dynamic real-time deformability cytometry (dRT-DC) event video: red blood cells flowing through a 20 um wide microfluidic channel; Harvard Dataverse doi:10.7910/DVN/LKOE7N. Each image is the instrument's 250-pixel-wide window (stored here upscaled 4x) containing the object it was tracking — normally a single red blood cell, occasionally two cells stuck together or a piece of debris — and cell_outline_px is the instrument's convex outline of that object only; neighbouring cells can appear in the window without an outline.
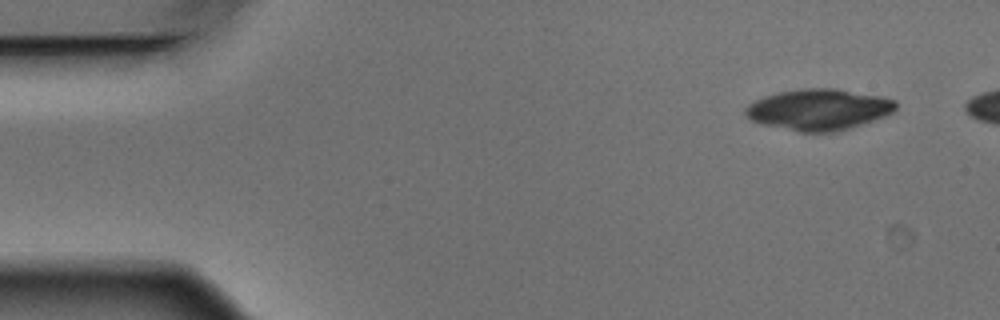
{"species": "Egyptian fruit bat (a non-hibernating species)", "species_latin": "Rousettus aegyptiacus", "temperature_condition": "warm", "stored_images_in_passage": 9, "camera_frame_rate_fps": 3000, "um_per_image_px": 0.085, "animal": {"sex": "male"}, "frame": {"image": 1, "passage_image": 1, "time_ms": 0.0, "image_size_px": [1000, 320], "cell_outline_px": [[896, 108], [892, 112], [884, 116], [836, 132], [800, 132], [764, 124], [752, 120], [744, 116], [744, 108], [748, 104], [764, 96], [780, 92], [800, 88], [832, 88], [880, 96], [896, 100]], "centroid_in_image_um": [69.55, 9.3], "position_along_channel_um": 15.4, "area_um2": 35.72}}
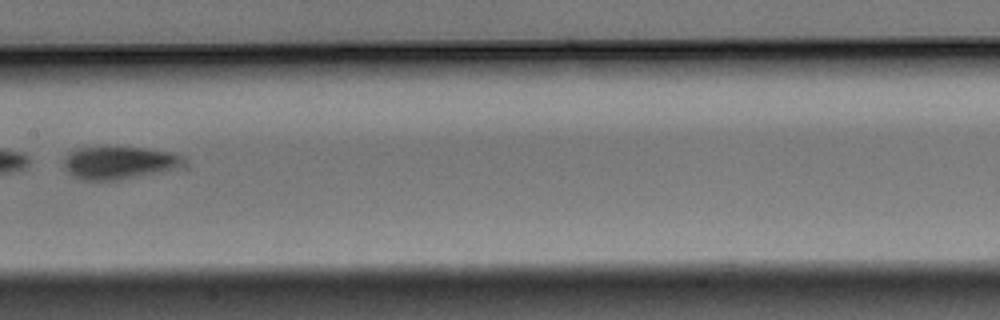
{"frame": {"image": 2, "passage_image": 7, "time_ms": 2.0, "image_size_px": [1000, 320], "cell_outline_px": [[180, 160], [172, 168], [160, 172], [120, 180], [80, 180], [72, 176], [64, 168], [64, 160], [68, 152], [76, 148], [104, 144], [108, 144], [144, 148], [172, 152], [180, 156]], "centroid_in_image_um": [9.94, 13.78], "position_along_channel_um": 197.5, "area_um2": 23.24}}
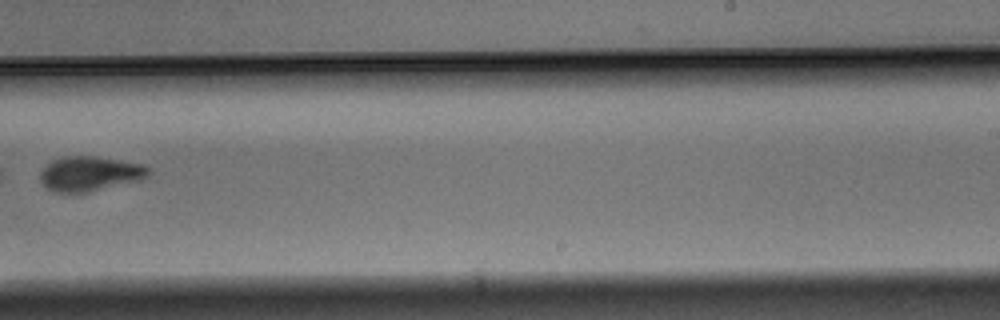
{"frame": {"image": 3, "passage_image": 9, "time_ms": 2.667, "image_size_px": [1000, 320], "cell_outline_px": [[152, 172], [148, 176], [140, 180], [88, 192], [56, 192], [48, 188], [40, 180], [40, 172], [52, 160], [64, 156], [96, 156], [144, 164], [152, 168]], "centroid_in_image_um": [7.69, 14.75], "position_along_channel_um": 281.3, "area_um2": 21.96}}